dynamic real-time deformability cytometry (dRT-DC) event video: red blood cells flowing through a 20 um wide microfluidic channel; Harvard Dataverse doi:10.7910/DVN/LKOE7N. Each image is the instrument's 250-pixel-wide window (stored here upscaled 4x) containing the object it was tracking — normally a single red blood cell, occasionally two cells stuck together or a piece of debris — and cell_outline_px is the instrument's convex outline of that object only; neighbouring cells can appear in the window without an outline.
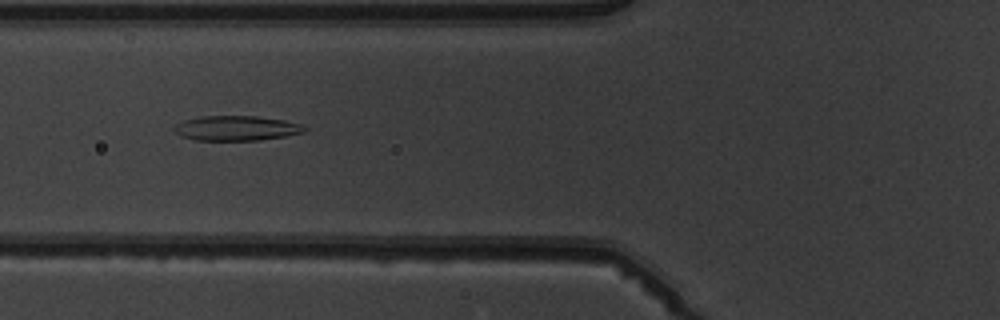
{"species": "common noctule bat (a hibernating species)", "species_latin": "Nyctalus noctula", "temperature_condition": "warm", "stored_images_in_passage": 7, "camera_frame_rate_fps": 3000, "um_per_image_px": 0.085, "animal": {"sex": "male", "body_mass_g": 19.5, "forearm_length_mm": 54.6}, "frame": {"image": 1, "passage_image": 5, "time_ms": 5.333, "image_size_px": [1000, 320], "cell_outline_px": [[308, 132], [260, 140], [196, 140], [180, 136], [172, 128], [176, 124], [184, 120], [200, 116], [256, 116], [284, 120], [300, 124], [308, 128]], "centroid_in_image_um": [20.11, 10.89], "position_along_channel_um": 105.7, "area_um2": 18.96}}
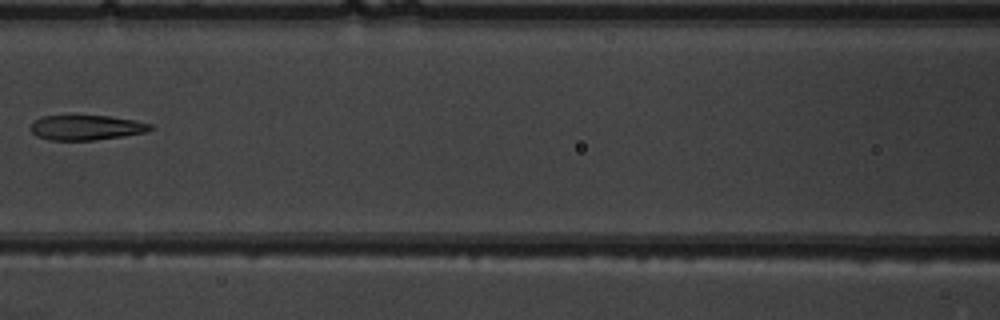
{"frame": {"image": 2, "passage_image": 6, "time_ms": 6.667, "image_size_px": [1000, 320], "cell_outline_px": [[156, 128], [148, 132], [124, 136], [96, 140], [52, 140], [36, 136], [32, 132], [32, 124], [36, 120], [44, 116], [72, 112], [108, 116], [136, 120], [152, 124]], "centroid_in_image_um": [7.38, 10.79], "position_along_channel_um": 159.2, "area_um2": 18.32}}
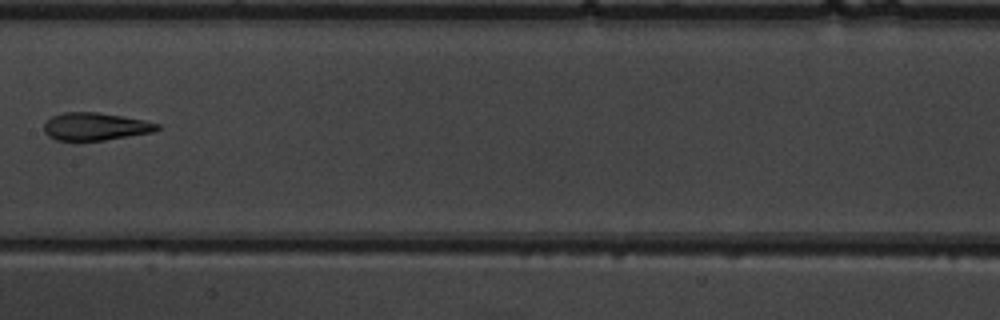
{"frame": {"image": 3, "passage_image": 7, "time_ms": 7.667, "image_size_px": [1000, 320], "cell_outline_px": [[160, 128], [152, 132], [104, 140], [56, 140], [48, 136], [44, 132], [44, 124], [52, 116], [64, 112], [96, 112], [144, 120], [160, 124]], "centroid_in_image_um": [8.09, 10.75], "position_along_channel_um": 199.3, "area_um2": 18.03}}